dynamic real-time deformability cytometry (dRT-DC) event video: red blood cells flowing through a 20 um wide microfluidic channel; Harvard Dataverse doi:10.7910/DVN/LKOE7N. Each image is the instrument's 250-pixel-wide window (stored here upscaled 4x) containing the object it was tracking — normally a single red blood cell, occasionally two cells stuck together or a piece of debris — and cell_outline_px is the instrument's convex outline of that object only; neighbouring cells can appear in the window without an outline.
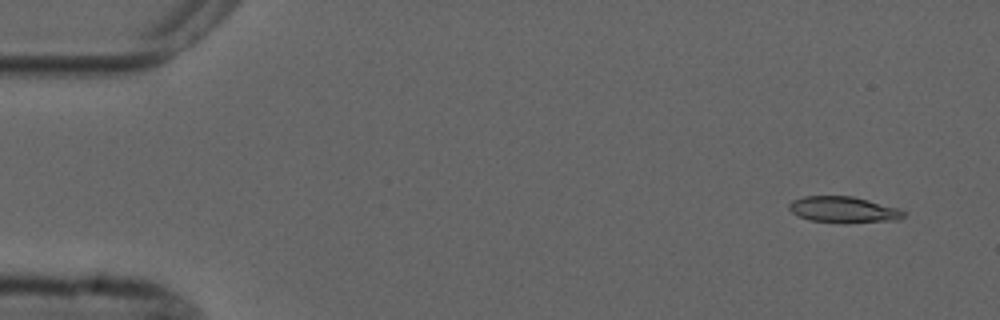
{"species": "common noctule bat (a hibernating species)", "species_latin": "Nyctalus noctula", "temperature_condition": "cold", "stored_images_in_passage": 2, "camera_frame_rate_fps": 3000, "um_per_image_px": 0.085, "animal": {"sex": "male", "forearm_length_mm": 52.5}, "frame": {"image": 1, "passage_image": 1, "time_ms": 0.0, "image_size_px": [1000, 320], "cell_outline_px": [[904, 216], [900, 220], [844, 224], [808, 220], [792, 212], [788, 208], [788, 204], [792, 200], [804, 196], [852, 196], [868, 200], [896, 208], [904, 212]], "centroid_in_image_um": [71.67, 17.84], "position_along_channel_um": 13.3, "area_um2": 17.63}}